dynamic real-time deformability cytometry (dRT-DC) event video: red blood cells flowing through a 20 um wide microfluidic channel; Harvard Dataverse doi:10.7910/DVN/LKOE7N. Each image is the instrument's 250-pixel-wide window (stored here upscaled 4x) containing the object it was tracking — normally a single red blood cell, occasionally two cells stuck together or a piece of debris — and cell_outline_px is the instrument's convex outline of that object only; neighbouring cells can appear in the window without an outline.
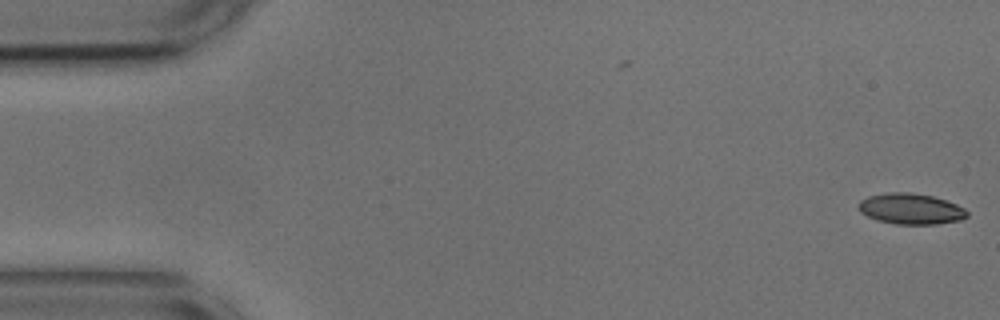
{"species": "common noctule bat (a hibernating species)", "species_latin": "Nyctalus noctula", "temperature_condition": "cold", "stored_images_in_passage": 4, "camera_frame_rate_fps": 3000, "um_per_image_px": 0.085, "animal": {"sex": "male", "body_mass_g": 17.9, "forearm_length_mm": 54.2}, "frame": {"image": 1, "passage_image": 4, "time_ms": 1.0, "image_size_px": [1000, 320], "cell_outline_px": [[968, 216], [960, 220], [936, 224], [896, 224], [876, 220], [860, 212], [860, 200], [868, 196], [888, 192], [912, 192], [932, 196], [956, 204], [964, 208], [968, 212]], "centroid_in_image_um": [77.42, 17.75], "position_along_channel_um": 7.6, "area_um2": 19.42}}